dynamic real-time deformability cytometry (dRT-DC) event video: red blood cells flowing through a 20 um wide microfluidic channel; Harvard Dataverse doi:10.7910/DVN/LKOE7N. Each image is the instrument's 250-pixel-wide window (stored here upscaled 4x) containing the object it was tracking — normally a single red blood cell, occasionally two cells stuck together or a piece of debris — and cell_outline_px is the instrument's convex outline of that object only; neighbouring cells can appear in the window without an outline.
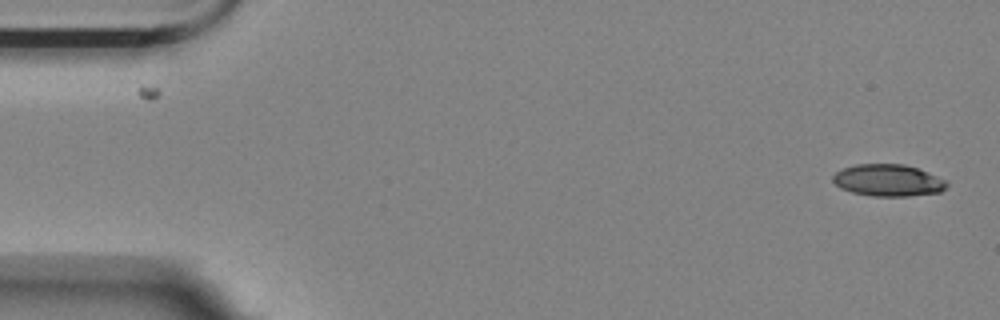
{"species": "Egyptian fruit bat (a non-hibernating species)", "species_latin": "Rousettus aegyptiacus", "temperature_condition": "room temperature", "stored_images_in_passage": 3, "camera_frame_rate_fps": 3000, "um_per_image_px": 0.085, "animal": {"sex": "female"}, "frame": {"image": 1, "passage_image": 1, "time_ms": 0.0, "image_size_px": [1000, 320], "cell_outline_px": [[948, 184], [940, 192], [908, 196], [872, 196], [852, 192], [840, 188], [832, 180], [832, 176], [836, 172], [844, 168], [856, 164], [904, 164], [916, 168], [948, 180]], "centroid_in_image_um": [75.49, 15.33], "position_along_channel_um": 9.5, "area_um2": 21.1}}